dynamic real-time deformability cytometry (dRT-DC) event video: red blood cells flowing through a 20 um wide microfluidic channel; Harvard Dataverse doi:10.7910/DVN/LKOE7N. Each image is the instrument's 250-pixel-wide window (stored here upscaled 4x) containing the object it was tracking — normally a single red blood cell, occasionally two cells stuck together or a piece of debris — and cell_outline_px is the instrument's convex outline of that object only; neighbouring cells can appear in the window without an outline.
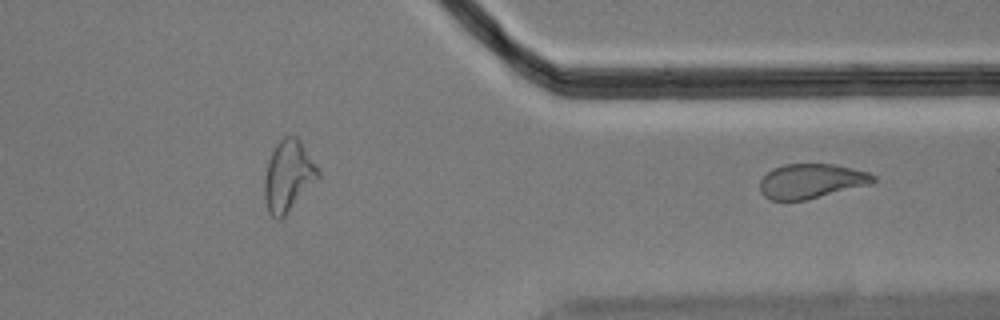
{"species": "Egyptian fruit bat (a non-hibernating species)", "species_latin": "Rousettus aegyptiacus", "temperature_condition": "cold", "stored_images_in_passage": 33, "segment_of_instrument_passage": [2, 2], "camera_frame_rate_fps": 3000, "um_per_image_px": 0.085, "animal": {"sex": "male"}, "frame": {"image": 1, "passage_image": 33, "time_ms": 10.667, "image_size_px": [1000, 320], "cell_outline_px": [[876, 180], [872, 184], [808, 200], [772, 200], [764, 196], [760, 192], [760, 180], [772, 168], [784, 164], [836, 164], [868, 172], [876, 176]], "centroid_in_image_um": [68.98, 15.39], "position_along_channel_um": 342.4, "area_um2": 23.12}}